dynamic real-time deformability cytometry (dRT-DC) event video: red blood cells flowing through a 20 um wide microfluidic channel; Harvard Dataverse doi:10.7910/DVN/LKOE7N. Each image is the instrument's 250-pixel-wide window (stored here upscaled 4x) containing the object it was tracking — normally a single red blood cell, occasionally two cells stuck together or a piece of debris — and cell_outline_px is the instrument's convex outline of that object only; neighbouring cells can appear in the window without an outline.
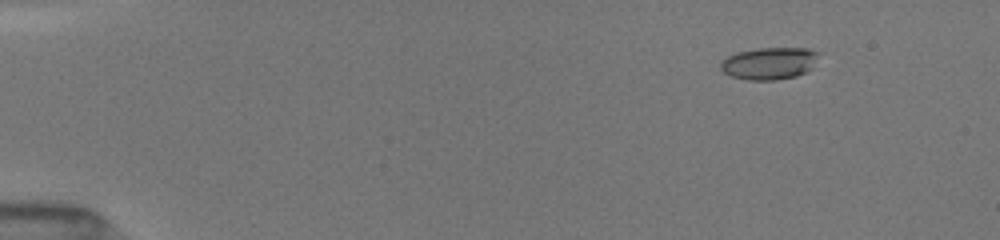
{"species": "common noctule bat (a hibernating species)", "species_latin": "Nyctalus noctula", "temperature_condition": "room temperature", "stored_images_in_passage": 20, "camera_frame_rate_fps": 3000, "um_per_image_px": 0.085, "animal": {"sex": "female", "body_mass_g": 19.5, "forearm_length_mm": 54.1}, "frame": {"image": 1, "passage_image": 5, "time_ms": 2.0, "image_size_px": [1000, 240], "cell_outline_px": [[820, 52], [812, 68], [808, 72], [796, 76], [776, 80], [748, 80], [732, 76], [724, 72], [720, 68], [720, 64], [728, 56], [736, 52], [760, 48], [808, 48]], "centroid_in_image_um": [65.43, 5.38], "position_along_channel_um": 19.6, "area_um2": 18.44}}
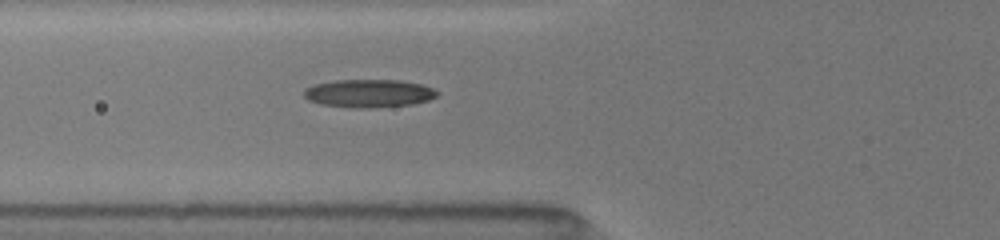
{"frame": {"image": 2, "passage_image": 16, "time_ms": 6.667, "image_size_px": [1000, 240], "cell_outline_px": [[440, 92], [436, 96], [428, 100], [412, 104], [368, 108], [352, 108], [320, 104], [308, 100], [304, 96], [304, 88], [316, 84], [336, 80], [400, 80], [420, 84], [432, 88]], "centroid_in_image_um": [31.33, 7.94], "position_along_channel_um": 94.5, "area_um2": 21.73}}
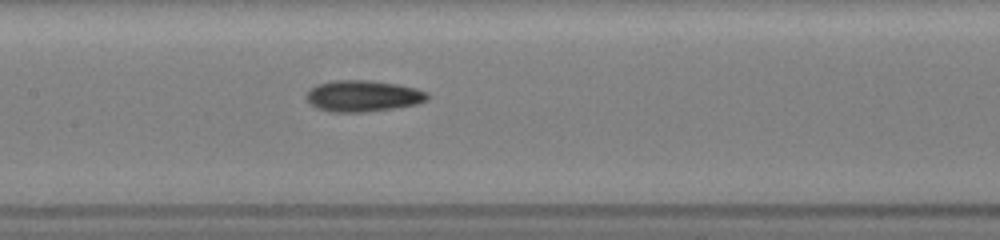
{"frame": {"image": 3, "passage_image": 20, "time_ms": 8.667, "image_size_px": [1000, 240], "cell_outline_px": [[428, 100], [416, 104], [392, 108], [364, 112], [328, 112], [316, 108], [308, 104], [304, 96], [316, 84], [332, 80], [368, 80], [396, 84], [416, 88], [428, 92]], "centroid_in_image_um": [30.8, 8.16], "position_along_channel_um": 176.6, "area_um2": 22.25}}